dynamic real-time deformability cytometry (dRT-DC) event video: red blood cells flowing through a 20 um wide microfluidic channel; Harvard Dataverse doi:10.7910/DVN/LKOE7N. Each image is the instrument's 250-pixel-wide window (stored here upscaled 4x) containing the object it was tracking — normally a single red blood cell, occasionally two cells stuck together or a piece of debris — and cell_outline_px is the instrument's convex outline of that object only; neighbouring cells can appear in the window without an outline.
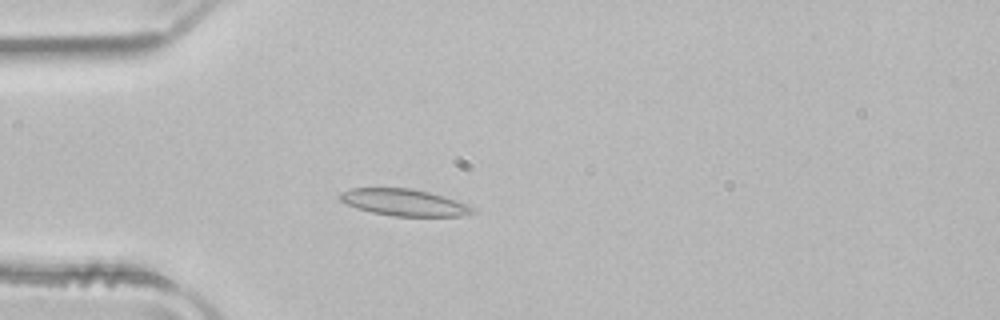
{"species": "common noctule bat (a hibernating species)", "species_latin": "Nyctalus noctula", "temperature_condition": "room temperature", "stored_images_in_passage": 51, "camera_frame_rate_fps": 3000, "um_per_image_px": 0.085, "animal": {"sex": "male", "body_mass_g": 21.5, "forearm_length_mm": 52.0}, "frame": {"image": 1, "passage_image": 14, "time_ms": 4.333, "image_size_px": [1000, 320], "cell_outline_px": [[476, 212], [464, 216], [396, 216], [372, 212], [356, 208], [340, 200], [340, 192], [352, 188], [408, 188], [428, 192], [444, 196], [456, 200], [472, 208]], "centroid_in_image_um": [34.34, 17.21], "position_along_channel_um": 50.7, "area_um2": 20.4}}
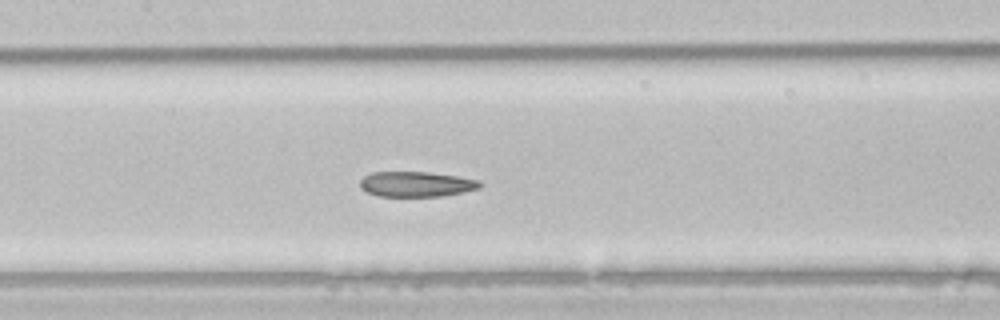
{"frame": {"image": 2, "passage_image": 24, "time_ms": 7.667, "image_size_px": [1000, 320], "cell_outline_px": [[484, 184], [480, 188], [464, 192], [440, 196], [376, 196], [360, 188], [360, 180], [364, 176], [372, 172], [428, 172], [456, 176], [480, 180]], "centroid_in_image_um": [35.4, 15.65], "position_along_channel_um": 172.0, "area_um2": 17.69}}
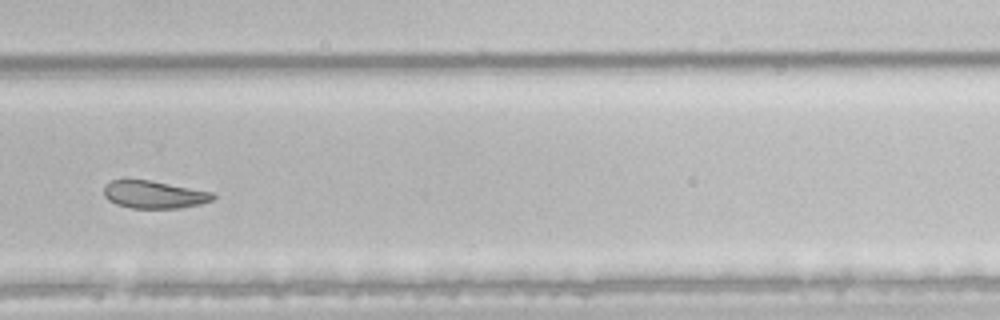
{"frame": {"image": 3, "passage_image": 35, "time_ms": 11.333, "image_size_px": [1000, 320], "cell_outline_px": [[216, 196], [212, 200], [200, 204], [180, 208], [132, 208], [116, 204], [108, 200], [104, 196], [104, 184], [112, 180], [148, 180], [216, 192]], "centroid_in_image_um": [13.12, 16.54], "position_along_channel_um": 316.7, "area_um2": 17.63}, "authors_computed_cell_mechanics": {"area_um2": 20.5768, "velocity_mm_per_s": 3.9643, "shape_relaxation_time_tau1_ms": 9.025, "shape_relaxation_time_tau2_ms": 3.7802, "deformation_change_tau1": 0.1708, "deformation_change_tau2": 0.0884}}